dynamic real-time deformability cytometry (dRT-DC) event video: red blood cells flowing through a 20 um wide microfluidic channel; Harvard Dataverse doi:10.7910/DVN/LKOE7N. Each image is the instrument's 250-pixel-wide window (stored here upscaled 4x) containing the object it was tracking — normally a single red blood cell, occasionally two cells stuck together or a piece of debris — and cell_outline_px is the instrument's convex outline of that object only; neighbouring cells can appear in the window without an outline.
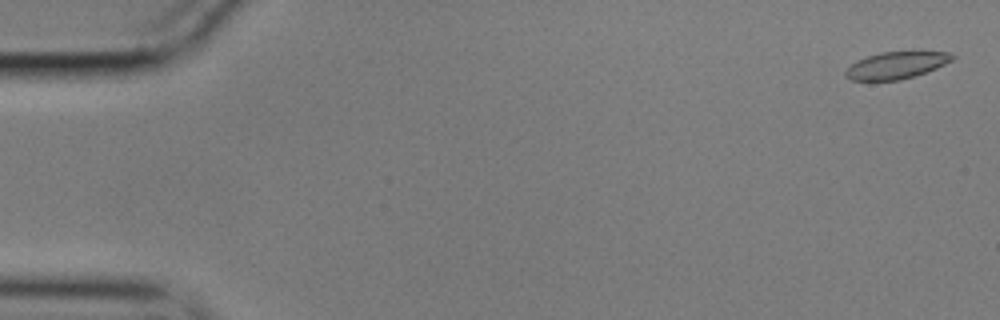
{"species": "common noctule bat (a hibernating species)", "species_latin": "Nyctalus noctula", "temperature_condition": "cold", "stored_images_in_passage": 57, "camera_frame_rate_fps": 3000, "um_per_image_px": 0.085, "animal": {"sex": "male", "body_mass_g": 17.9}, "frame": {"image": 1, "passage_image": 2, "time_ms": 0.333, "image_size_px": [1000, 320], "cell_outline_px": [[956, 56], [952, 60], [936, 68], [900, 80], [852, 80], [844, 76], [844, 72], [852, 64], [868, 56], [880, 52], [948, 52]], "centroid_in_image_um": [76.17, 5.55], "position_along_channel_um": 8.8, "area_um2": 16.36}}
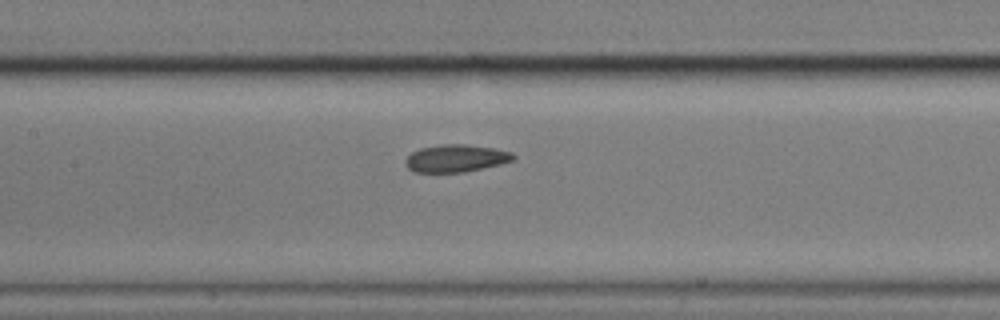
{"frame": {"image": 2, "passage_image": 27, "time_ms": 8.667, "image_size_px": [1000, 320], "cell_outline_px": [[516, 156], [512, 160], [500, 164], [464, 172], [412, 172], [404, 164], [404, 160], [412, 152], [420, 148], [440, 144], [464, 144], [492, 148], [512, 152]], "centroid_in_image_um": [38.71, 13.45], "position_along_channel_um": 168.7, "area_um2": 17.22}}
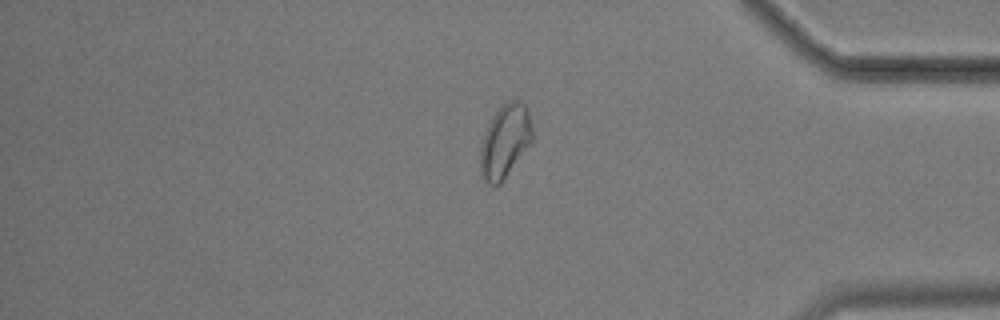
{"frame": {"image": 3, "passage_image": 48, "time_ms": 15.667, "image_size_px": [1000, 320], "cell_outline_px": [[532, 140], [500, 184], [488, 184], [480, 176], [480, 148], [488, 124], [492, 116], [500, 104], [508, 100], [520, 100], [524, 104], [528, 112], [532, 128]], "centroid_in_image_um": [42.9, 11.97], "position_along_channel_um": 392.3, "area_um2": 22.02}, "authors_computed_cell_mechanics": {"area_um2": 18.0336, "velocity_mm_per_s": 3.5357, "shape_relaxation_time_tau1_ms": null, "shape_relaxation_time_tau2_ms": 2.0895, "deformation_change_tau1": null, "deformation_change_tau2": 0.0735}}